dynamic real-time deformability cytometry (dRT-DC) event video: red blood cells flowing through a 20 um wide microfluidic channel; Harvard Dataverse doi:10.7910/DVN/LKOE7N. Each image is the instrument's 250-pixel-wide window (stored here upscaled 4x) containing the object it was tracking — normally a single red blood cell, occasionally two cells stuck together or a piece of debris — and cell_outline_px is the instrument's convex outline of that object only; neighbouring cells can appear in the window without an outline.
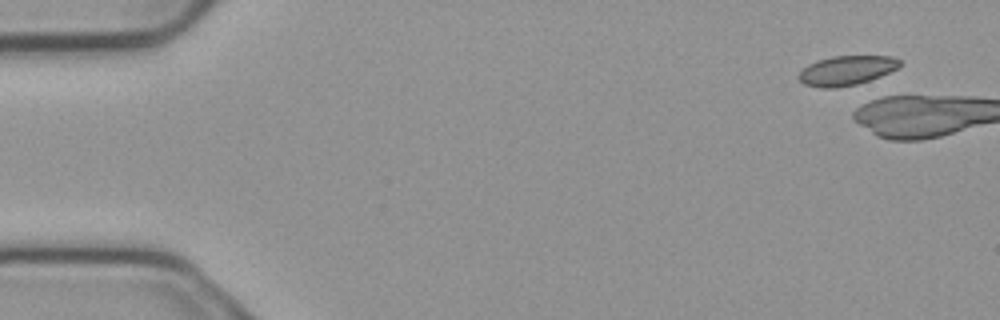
{"species": "common noctule bat (a hibernating species)", "species_latin": "Nyctalus noctula", "temperature_condition": "cold", "stored_images_in_passage": 2, "camera_frame_rate_fps": 3000, "um_per_image_px": 0.085, "animal": {"sex": "male", "body_mass_g": 23.1, "forearm_length_mm": 52.7}, "frame": {"image": 1, "passage_image": 1, "time_ms": 0.0, "image_size_px": [1000, 320], "cell_outline_px": [[900, 68], [880, 76], [856, 84], [836, 88], [820, 88], [804, 84], [796, 76], [808, 64], [816, 60], [832, 56], [892, 56], [900, 60]], "centroid_in_image_um": [71.94, 5.99], "position_along_channel_um": 13.1, "area_um2": 17.46}}